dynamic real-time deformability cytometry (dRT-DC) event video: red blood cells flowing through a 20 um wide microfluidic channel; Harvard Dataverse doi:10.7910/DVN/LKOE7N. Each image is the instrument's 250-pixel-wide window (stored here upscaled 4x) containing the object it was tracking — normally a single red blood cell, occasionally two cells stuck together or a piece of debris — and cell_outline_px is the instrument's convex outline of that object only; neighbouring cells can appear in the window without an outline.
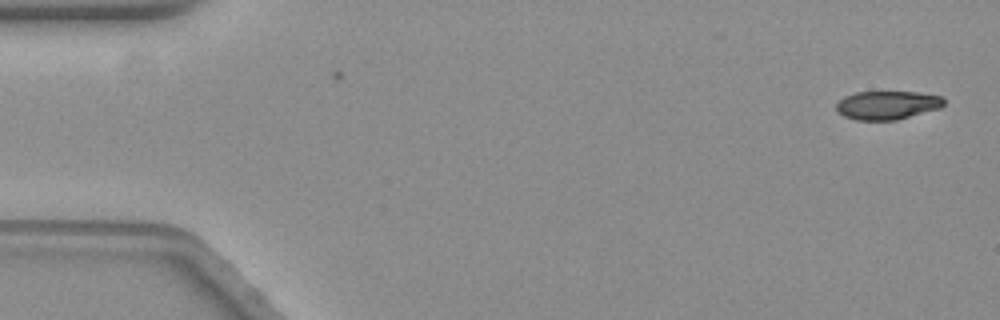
{"species": "common noctule bat (a hibernating species)", "species_latin": "Nyctalus noctula", "temperature_condition": "warm", "stored_images_in_passage": 14, "camera_frame_rate_fps": 3000, "um_per_image_px": 0.085, "animal": {"sex": "female", "body_mass_g": 19.3, "forearm_length_mm": 54.1}, "frame": {"image": 1, "passage_image": 1, "time_ms": 0.0, "image_size_px": [1000, 320], "cell_outline_px": [[944, 104], [940, 108], [896, 120], [856, 120], [844, 116], [836, 112], [836, 104], [844, 96], [856, 92], [916, 92], [940, 96], [944, 100]], "centroid_in_image_um": [75.38, 8.94], "position_along_channel_um": 9.6, "area_um2": 17.86}}
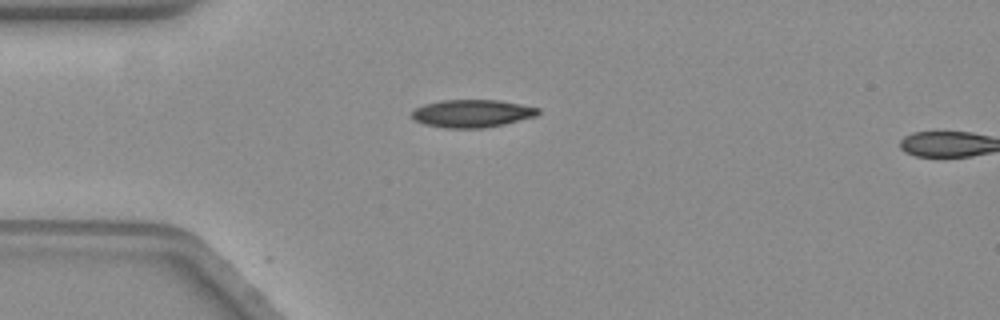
{"frame": {"image": 2, "passage_image": 14, "time_ms": 4.333, "image_size_px": [1000, 320], "cell_outline_px": [[540, 112], [536, 116], [504, 124], [484, 128], [448, 128], [424, 124], [416, 120], [412, 116], [412, 112], [416, 108], [424, 104], [440, 100], [500, 100], [540, 108]], "centroid_in_image_um": [40.15, 9.64], "position_along_channel_um": 44.9, "area_um2": 20.35}}